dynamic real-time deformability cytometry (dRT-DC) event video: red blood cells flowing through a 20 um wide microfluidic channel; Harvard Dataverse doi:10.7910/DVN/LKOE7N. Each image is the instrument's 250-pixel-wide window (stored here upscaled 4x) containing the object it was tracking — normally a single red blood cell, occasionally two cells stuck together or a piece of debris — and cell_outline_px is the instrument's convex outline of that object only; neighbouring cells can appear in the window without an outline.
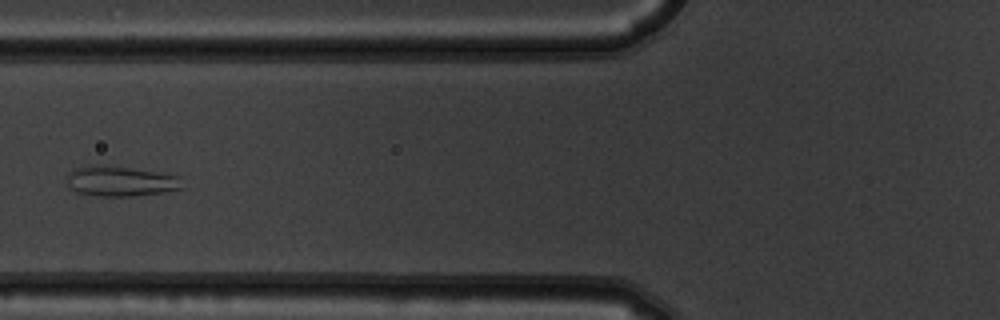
{"species": "common noctule bat (a hibernating species)", "species_latin": "Nyctalus noctula", "temperature_condition": "warm", "stored_images_in_passage": 7, "camera_frame_rate_fps": 3000, "um_per_image_px": 0.085, "animal": {"sex": "male", "body_mass_g": 19.5, "forearm_length_mm": 54.6}, "frame": {"image": 1, "passage_image": 6, "time_ms": 1.667, "image_size_px": [1000, 320], "cell_outline_px": [[184, 188], [160, 192], [132, 196], [100, 196], [76, 192], [68, 184], [68, 176], [76, 168], [128, 168], [180, 176]], "centroid_in_image_um": [10.33, 15.46], "position_along_channel_um": 115.5, "area_um2": 19.07}}